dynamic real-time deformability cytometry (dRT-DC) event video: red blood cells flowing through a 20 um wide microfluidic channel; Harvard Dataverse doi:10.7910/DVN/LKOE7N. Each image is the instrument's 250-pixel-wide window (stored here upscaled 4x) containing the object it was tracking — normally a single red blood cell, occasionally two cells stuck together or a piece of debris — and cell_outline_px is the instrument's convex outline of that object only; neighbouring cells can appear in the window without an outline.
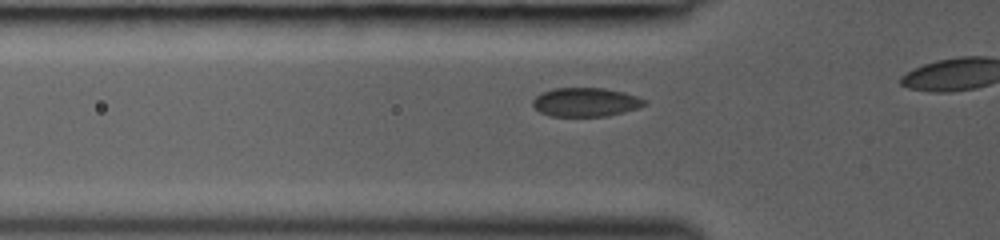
{"species": "common noctule bat (a hibernating species)", "species_latin": "Nyctalus noctula", "temperature_condition": "room temperature", "stored_images_in_passage": 13, "camera_frame_rate_fps": 3000, "um_per_image_px": 0.085, "animal": {"sex": "female", "body_mass_g": 19.0, "forearm_length_mm": 53.3}, "frame": {"image": 1, "passage_image": 8, "time_ms": 2.333, "image_size_px": [1000, 240], "cell_outline_px": [[648, 104], [640, 108], [608, 116], [548, 116], [540, 112], [532, 104], [532, 100], [540, 92], [552, 88], [604, 88], [624, 92], [648, 100]], "centroid_in_image_um": [49.8, 8.68], "position_along_channel_um": 76.0, "area_um2": 19.07}}
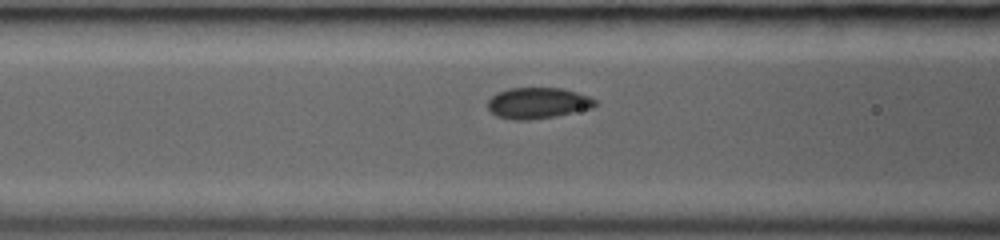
{"frame": {"image": 2, "passage_image": 11, "time_ms": 3.333, "image_size_px": [1000, 240], "cell_outline_px": [[596, 104], [592, 108], [556, 116], [528, 120], [512, 120], [496, 116], [488, 108], [488, 100], [496, 92], [508, 88], [560, 88], [576, 92], [588, 96], [596, 100]], "centroid_in_image_um": [45.68, 8.76], "position_along_channel_um": 120.9, "area_um2": 19.42}}